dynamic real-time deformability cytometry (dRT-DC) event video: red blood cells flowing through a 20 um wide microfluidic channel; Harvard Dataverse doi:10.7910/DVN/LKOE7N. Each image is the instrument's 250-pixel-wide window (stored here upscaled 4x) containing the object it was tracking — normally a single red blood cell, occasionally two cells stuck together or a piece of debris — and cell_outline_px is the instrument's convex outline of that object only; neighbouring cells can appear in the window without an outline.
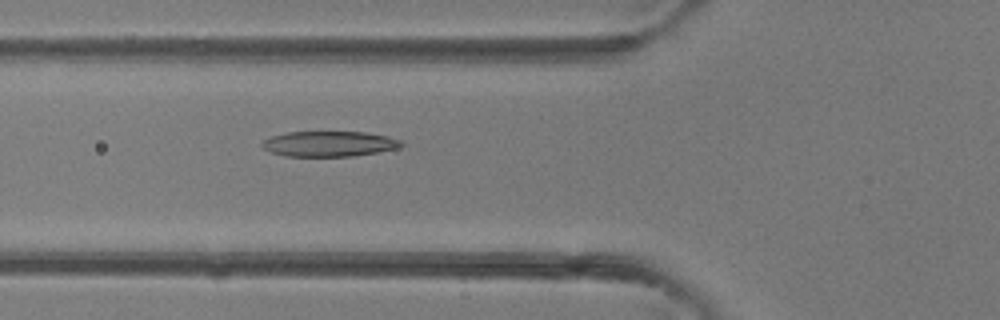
{"species": "common noctule bat (a hibernating species)", "species_latin": "Nyctalus noctula", "temperature_condition": "room temperature", "stored_images_in_passage": 41, "camera_frame_rate_fps": 3000, "um_per_image_px": 0.085, "animal": {"sex": "female"}, "frame": {"image": 1, "passage_image": 15, "time_ms": 4.667, "image_size_px": [1000, 320], "cell_outline_px": [[404, 144], [396, 148], [376, 152], [352, 156], [284, 156], [272, 152], [264, 148], [260, 144], [264, 140], [272, 136], [288, 132], [368, 132], [388, 136], [404, 140]], "centroid_in_image_um": [28.01, 12.22], "position_along_channel_um": 97.8, "area_um2": 20.52}}
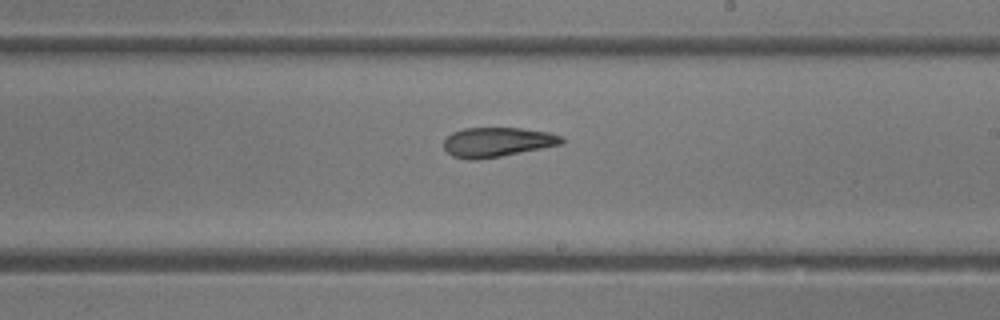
{"frame": {"image": 2, "passage_image": 24, "time_ms": 7.667, "image_size_px": [1000, 320], "cell_outline_px": [[564, 144], [500, 156], [476, 160], [468, 160], [452, 156], [444, 148], [444, 140], [452, 132], [464, 128], [520, 128], [548, 132], [560, 136], [564, 140]], "centroid_in_image_um": [42.25, 12.08], "position_along_channel_um": 246.8, "area_um2": 20.23}}
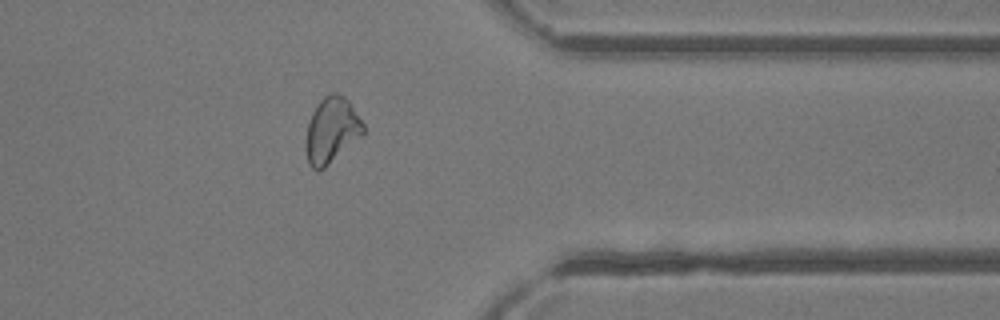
{"frame": {"image": 3, "passage_image": 33, "time_ms": 10.667, "image_size_px": [1000, 320], "cell_outline_px": [[364, 132], [360, 136], [324, 168], [316, 172], [308, 164], [304, 148], [304, 140], [308, 124], [312, 112], [316, 104], [324, 96], [332, 92], [336, 92], [344, 96], [348, 100], [364, 124]], "centroid_in_image_um": [28.13, 11.07], "position_along_channel_um": 383.3, "area_um2": 22.02}}